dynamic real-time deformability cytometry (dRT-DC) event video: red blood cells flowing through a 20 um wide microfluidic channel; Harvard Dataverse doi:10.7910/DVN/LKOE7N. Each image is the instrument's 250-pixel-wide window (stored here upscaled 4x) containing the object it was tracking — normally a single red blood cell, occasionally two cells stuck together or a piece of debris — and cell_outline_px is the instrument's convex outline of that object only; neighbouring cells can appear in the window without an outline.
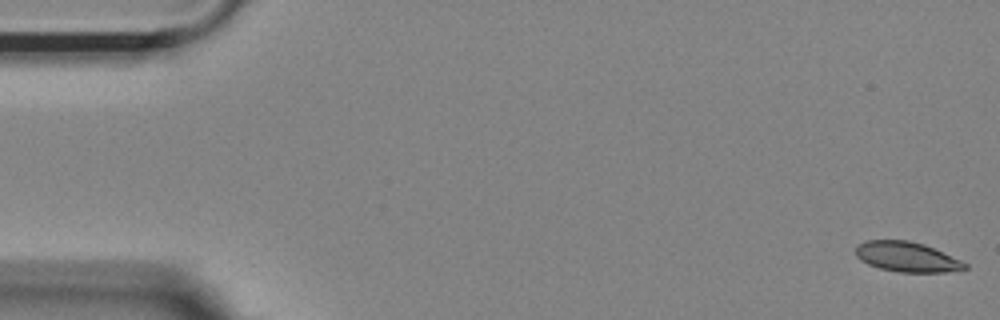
{"species": "Egyptian fruit bat (a non-hibernating species)", "species_latin": "Rousettus aegyptiacus", "temperature_condition": "room temperature", "stored_images_in_passage": 55, "segment_of_instrument_passage": [1, 2], "camera_frame_rate_fps": 3000, "um_per_image_px": 0.085, "animal": {"sex": "female"}, "frame": {"image": 1, "passage_image": 1, "time_ms": 0.0, "image_size_px": [1000, 320], "cell_outline_px": [[968, 268], [948, 272], [900, 272], [880, 268], [868, 264], [860, 260], [856, 256], [856, 244], [864, 240], [908, 240], [924, 244], [960, 260], [968, 264]], "centroid_in_image_um": [77.05, 21.83], "position_along_channel_um": 7.9, "area_um2": 19.07}}
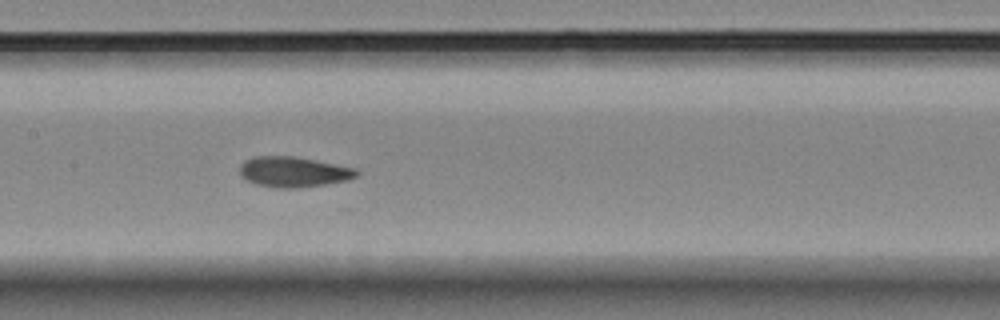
{"frame": {"image": 2, "passage_image": 26, "time_ms": 8.333, "image_size_px": [1000, 320], "cell_outline_px": [[360, 172], [356, 176], [348, 180], [324, 184], [296, 188], [276, 188], [256, 184], [240, 176], [240, 164], [244, 160], [252, 156], [296, 156], [356, 168]], "centroid_in_image_um": [24.93, 14.6], "position_along_channel_um": 182.5, "area_um2": 20.81}}
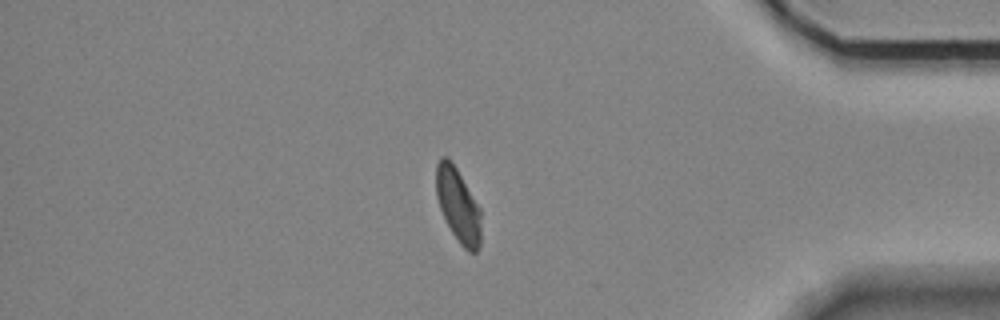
{"frame": {"image": 3, "passage_image": 46, "time_ms": 15.0, "image_size_px": [1000, 320], "cell_outline_px": [[480, 244], [476, 252], [468, 252], [460, 244], [452, 232], [440, 208], [436, 196], [436, 164], [440, 156], [448, 156], [456, 168], [480, 208]], "centroid_in_image_um": [38.92, 17.42], "position_along_channel_um": 396.3, "area_um2": 19.13}}